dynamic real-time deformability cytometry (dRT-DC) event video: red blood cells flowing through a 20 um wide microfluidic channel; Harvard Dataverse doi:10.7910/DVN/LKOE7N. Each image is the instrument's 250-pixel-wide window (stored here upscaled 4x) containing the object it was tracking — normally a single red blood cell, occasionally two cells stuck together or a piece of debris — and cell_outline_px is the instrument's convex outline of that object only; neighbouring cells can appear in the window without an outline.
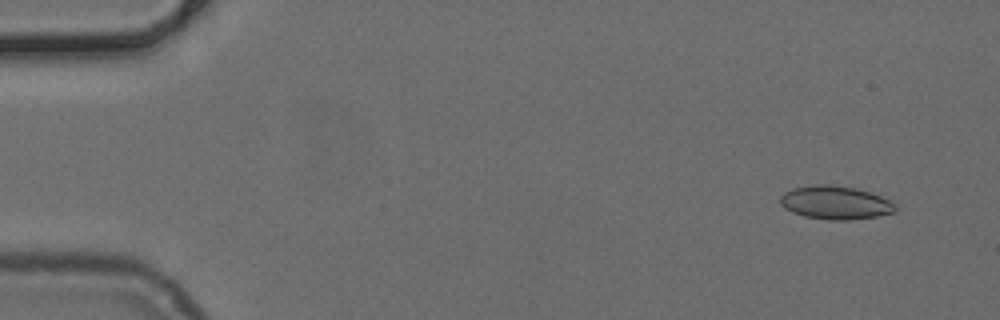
{"species": "common noctule bat (a hibernating species)", "species_latin": "Nyctalus noctula", "temperature_condition": "cold", "stored_images_in_passage": 50, "camera_frame_rate_fps": 3000, "um_per_image_px": 0.085, "animal": {"sex": "female", "body_mass_g": 24.6, "forearm_length_mm": 56.2}, "frame": {"image": 1, "passage_image": 3, "time_ms": 0.667, "image_size_px": [1000, 320], "cell_outline_px": [[896, 208], [892, 212], [876, 216], [848, 220], [828, 220], [804, 216], [792, 212], [784, 208], [780, 204], [780, 196], [784, 192], [792, 188], [816, 184], [824, 184], [852, 188], [868, 192], [880, 196], [896, 204]], "centroid_in_image_um": [70.94, 17.23], "position_along_channel_um": 14.1, "area_um2": 22.14}}
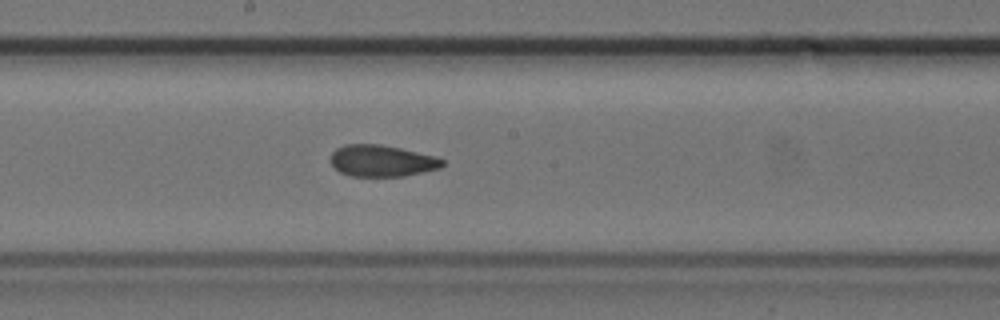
{"frame": {"image": 2, "passage_image": 27, "time_ms": 8.667, "image_size_px": [1000, 320], "cell_outline_px": [[444, 164], [440, 168], [404, 176], [352, 176], [340, 172], [332, 164], [332, 152], [336, 148], [344, 144], [380, 144], [400, 148], [436, 156], [444, 160]], "centroid_in_image_um": [32.47, 13.66], "position_along_channel_um": 215.7, "area_um2": 20.46}}
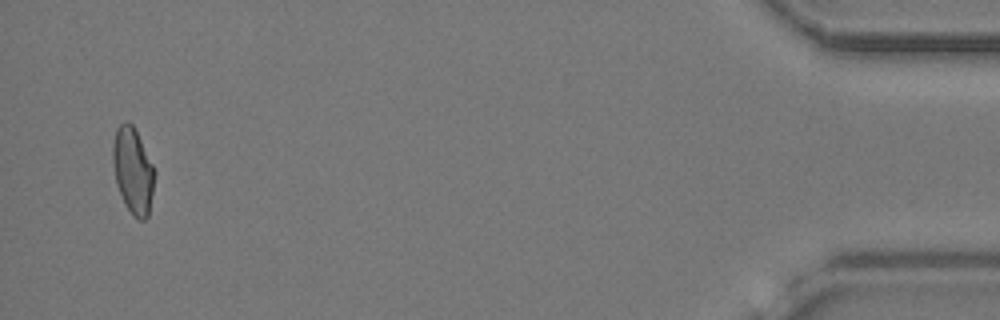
{"frame": {"image": 3, "passage_image": 49, "time_ms": 16.0, "image_size_px": [1000, 320], "cell_outline_px": [[156, 172], [148, 216], [144, 220], [140, 220], [124, 204], [116, 184], [112, 164], [112, 144], [116, 128], [120, 124], [128, 120], [132, 124]], "centroid_in_image_um": [11.28, 14.49], "position_along_channel_um": 423.9, "area_um2": 20.81}}